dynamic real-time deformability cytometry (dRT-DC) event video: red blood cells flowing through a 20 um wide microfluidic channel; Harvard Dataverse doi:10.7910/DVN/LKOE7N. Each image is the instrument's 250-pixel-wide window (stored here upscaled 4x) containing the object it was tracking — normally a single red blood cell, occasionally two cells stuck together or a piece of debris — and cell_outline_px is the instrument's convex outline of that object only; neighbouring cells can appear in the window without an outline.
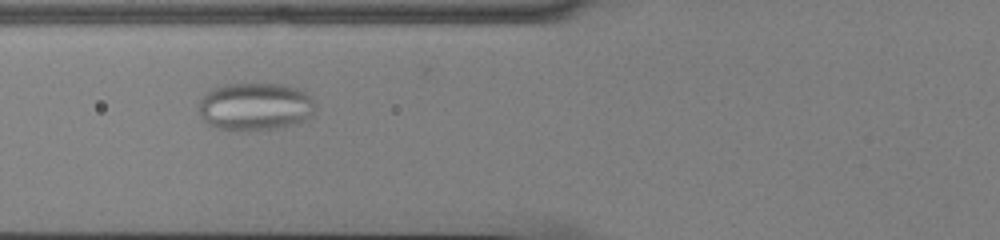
{"species": "common noctule bat (a hibernating species)", "species_latin": "Nyctalus noctula", "temperature_condition": "cold", "stored_images_in_passage": 40, "camera_frame_rate_fps": 3000, "um_per_image_px": 0.085, "animal": {"sex": "male", "body_mass_g": 13.0, "forearm_length_mm": 53.1}, "frame": {"image": 1, "passage_image": 7, "time_ms": 2.0, "image_size_px": [1000, 240], "cell_outline_px": [[316, 104], [312, 116], [292, 124], [276, 128], [248, 132], [240, 132], [216, 128], [208, 124], [204, 120], [200, 112], [200, 100], [212, 88], [224, 84], [280, 84], [296, 88], [304, 92]], "centroid_in_image_um": [21.67, 9.08], "position_along_channel_um": 104.1, "area_um2": 32.48}}
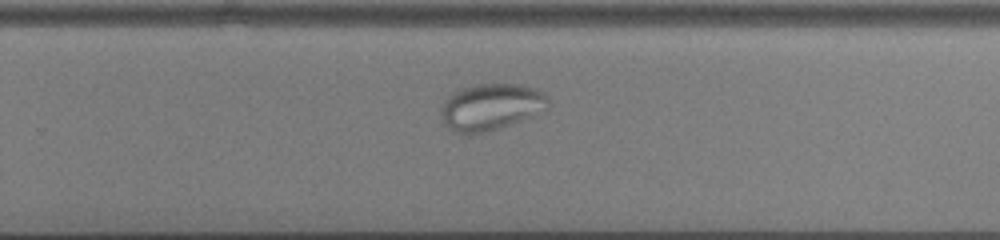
{"frame": {"image": 2, "passage_image": 22, "time_ms": 7.0, "image_size_px": [1000, 240], "cell_outline_px": [[552, 104], [548, 108], [520, 120], [500, 128], [484, 132], [456, 132], [448, 128], [444, 124], [440, 116], [440, 108], [444, 100], [448, 96], [464, 88], [476, 84], [520, 84], [536, 88], [544, 92], [548, 96]], "centroid_in_image_um": [41.76, 9.06], "position_along_channel_um": 288.0, "area_um2": 29.02}}
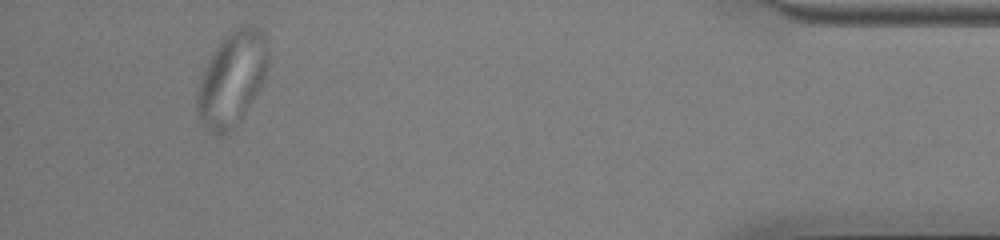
{"frame": {"image": 3, "passage_image": 37, "time_ms": 12.0, "image_size_px": [1000, 240], "cell_outline_px": [[268, 64], [264, 76], [256, 92], [240, 120], [232, 128], [220, 136], [208, 136], [200, 124], [196, 112], [196, 92], [200, 76], [212, 52], [224, 36], [232, 28], [244, 24], [256, 24], [264, 32], [268, 40]], "centroid_in_image_um": [19.67, 6.68], "position_along_channel_um": 415.5, "area_um2": 39.82}}